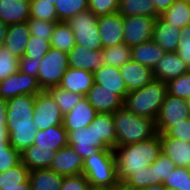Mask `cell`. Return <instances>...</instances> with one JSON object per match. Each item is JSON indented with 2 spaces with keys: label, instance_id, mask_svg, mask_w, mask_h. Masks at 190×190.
<instances>
[{
  "label": "cell",
  "instance_id": "cell-1",
  "mask_svg": "<svg viewBox=\"0 0 190 190\" xmlns=\"http://www.w3.org/2000/svg\"><path fill=\"white\" fill-rule=\"evenodd\" d=\"M35 97L19 95L7 100L9 141L20 153L33 144L38 132L33 122Z\"/></svg>",
  "mask_w": 190,
  "mask_h": 190
},
{
  "label": "cell",
  "instance_id": "cell-2",
  "mask_svg": "<svg viewBox=\"0 0 190 190\" xmlns=\"http://www.w3.org/2000/svg\"><path fill=\"white\" fill-rule=\"evenodd\" d=\"M113 151L118 180L126 181L135 172L146 170L158 158L161 153L159 133L135 144L116 146Z\"/></svg>",
  "mask_w": 190,
  "mask_h": 190
},
{
  "label": "cell",
  "instance_id": "cell-3",
  "mask_svg": "<svg viewBox=\"0 0 190 190\" xmlns=\"http://www.w3.org/2000/svg\"><path fill=\"white\" fill-rule=\"evenodd\" d=\"M117 146L135 144L157 134L155 120L128 111L125 107L113 113Z\"/></svg>",
  "mask_w": 190,
  "mask_h": 190
},
{
  "label": "cell",
  "instance_id": "cell-4",
  "mask_svg": "<svg viewBox=\"0 0 190 190\" xmlns=\"http://www.w3.org/2000/svg\"><path fill=\"white\" fill-rule=\"evenodd\" d=\"M167 94L166 82L152 80L141 89L130 91L123 101V107L136 115L156 120Z\"/></svg>",
  "mask_w": 190,
  "mask_h": 190
},
{
  "label": "cell",
  "instance_id": "cell-5",
  "mask_svg": "<svg viewBox=\"0 0 190 190\" xmlns=\"http://www.w3.org/2000/svg\"><path fill=\"white\" fill-rule=\"evenodd\" d=\"M83 174L93 186L116 187L118 184L117 166L114 151L101 149L83 160Z\"/></svg>",
  "mask_w": 190,
  "mask_h": 190
},
{
  "label": "cell",
  "instance_id": "cell-6",
  "mask_svg": "<svg viewBox=\"0 0 190 190\" xmlns=\"http://www.w3.org/2000/svg\"><path fill=\"white\" fill-rule=\"evenodd\" d=\"M67 24L74 33L76 45L92 50H102V41L98 29V17L86 10L68 19Z\"/></svg>",
  "mask_w": 190,
  "mask_h": 190
},
{
  "label": "cell",
  "instance_id": "cell-7",
  "mask_svg": "<svg viewBox=\"0 0 190 190\" xmlns=\"http://www.w3.org/2000/svg\"><path fill=\"white\" fill-rule=\"evenodd\" d=\"M40 63L37 80L41 89L59 86L69 68L67 53L51 47Z\"/></svg>",
  "mask_w": 190,
  "mask_h": 190
},
{
  "label": "cell",
  "instance_id": "cell-8",
  "mask_svg": "<svg viewBox=\"0 0 190 190\" xmlns=\"http://www.w3.org/2000/svg\"><path fill=\"white\" fill-rule=\"evenodd\" d=\"M33 113V122L37 130H46L51 126L63 124V115L47 90L37 93Z\"/></svg>",
  "mask_w": 190,
  "mask_h": 190
},
{
  "label": "cell",
  "instance_id": "cell-9",
  "mask_svg": "<svg viewBox=\"0 0 190 190\" xmlns=\"http://www.w3.org/2000/svg\"><path fill=\"white\" fill-rule=\"evenodd\" d=\"M187 117H190L187 100L167 94L155 120L157 133H165L173 123Z\"/></svg>",
  "mask_w": 190,
  "mask_h": 190
},
{
  "label": "cell",
  "instance_id": "cell-10",
  "mask_svg": "<svg viewBox=\"0 0 190 190\" xmlns=\"http://www.w3.org/2000/svg\"><path fill=\"white\" fill-rule=\"evenodd\" d=\"M156 17L125 16L123 17V43L131 48L153 39Z\"/></svg>",
  "mask_w": 190,
  "mask_h": 190
},
{
  "label": "cell",
  "instance_id": "cell-11",
  "mask_svg": "<svg viewBox=\"0 0 190 190\" xmlns=\"http://www.w3.org/2000/svg\"><path fill=\"white\" fill-rule=\"evenodd\" d=\"M42 89L35 77L17 71L0 82V98L11 99L19 95H34Z\"/></svg>",
  "mask_w": 190,
  "mask_h": 190
},
{
  "label": "cell",
  "instance_id": "cell-12",
  "mask_svg": "<svg viewBox=\"0 0 190 190\" xmlns=\"http://www.w3.org/2000/svg\"><path fill=\"white\" fill-rule=\"evenodd\" d=\"M68 145L72 146L84 160L101 149L108 148L102 141H96L95 122L82 129L67 131Z\"/></svg>",
  "mask_w": 190,
  "mask_h": 190
},
{
  "label": "cell",
  "instance_id": "cell-13",
  "mask_svg": "<svg viewBox=\"0 0 190 190\" xmlns=\"http://www.w3.org/2000/svg\"><path fill=\"white\" fill-rule=\"evenodd\" d=\"M98 29L103 48L113 47L123 43L124 25L123 16L114 13L98 17Z\"/></svg>",
  "mask_w": 190,
  "mask_h": 190
},
{
  "label": "cell",
  "instance_id": "cell-14",
  "mask_svg": "<svg viewBox=\"0 0 190 190\" xmlns=\"http://www.w3.org/2000/svg\"><path fill=\"white\" fill-rule=\"evenodd\" d=\"M50 169L61 176L83 173V159L74 148L66 145L55 153Z\"/></svg>",
  "mask_w": 190,
  "mask_h": 190
},
{
  "label": "cell",
  "instance_id": "cell-15",
  "mask_svg": "<svg viewBox=\"0 0 190 190\" xmlns=\"http://www.w3.org/2000/svg\"><path fill=\"white\" fill-rule=\"evenodd\" d=\"M94 83L118 95L123 101L129 93L126 83L120 74V68L103 64L93 72Z\"/></svg>",
  "mask_w": 190,
  "mask_h": 190
},
{
  "label": "cell",
  "instance_id": "cell-16",
  "mask_svg": "<svg viewBox=\"0 0 190 190\" xmlns=\"http://www.w3.org/2000/svg\"><path fill=\"white\" fill-rule=\"evenodd\" d=\"M68 65L73 69H83L94 72L104 64L102 50H90L81 45H75L68 53Z\"/></svg>",
  "mask_w": 190,
  "mask_h": 190
},
{
  "label": "cell",
  "instance_id": "cell-17",
  "mask_svg": "<svg viewBox=\"0 0 190 190\" xmlns=\"http://www.w3.org/2000/svg\"><path fill=\"white\" fill-rule=\"evenodd\" d=\"M152 71L154 80L168 83L170 80L188 73L190 69L176 52H171L166 53Z\"/></svg>",
  "mask_w": 190,
  "mask_h": 190
},
{
  "label": "cell",
  "instance_id": "cell-18",
  "mask_svg": "<svg viewBox=\"0 0 190 190\" xmlns=\"http://www.w3.org/2000/svg\"><path fill=\"white\" fill-rule=\"evenodd\" d=\"M85 97L98 113H114L123 107V100L118 95L95 83Z\"/></svg>",
  "mask_w": 190,
  "mask_h": 190
},
{
  "label": "cell",
  "instance_id": "cell-19",
  "mask_svg": "<svg viewBox=\"0 0 190 190\" xmlns=\"http://www.w3.org/2000/svg\"><path fill=\"white\" fill-rule=\"evenodd\" d=\"M98 112L88 102L84 96L80 102L66 115L63 116V127L66 131L82 129L89 126Z\"/></svg>",
  "mask_w": 190,
  "mask_h": 190
},
{
  "label": "cell",
  "instance_id": "cell-20",
  "mask_svg": "<svg viewBox=\"0 0 190 190\" xmlns=\"http://www.w3.org/2000/svg\"><path fill=\"white\" fill-rule=\"evenodd\" d=\"M120 74L126 83L128 92L141 89L154 80L153 71L150 68L133 60L120 67Z\"/></svg>",
  "mask_w": 190,
  "mask_h": 190
},
{
  "label": "cell",
  "instance_id": "cell-21",
  "mask_svg": "<svg viewBox=\"0 0 190 190\" xmlns=\"http://www.w3.org/2000/svg\"><path fill=\"white\" fill-rule=\"evenodd\" d=\"M30 18V0H0V21L6 25L24 23Z\"/></svg>",
  "mask_w": 190,
  "mask_h": 190
},
{
  "label": "cell",
  "instance_id": "cell-22",
  "mask_svg": "<svg viewBox=\"0 0 190 190\" xmlns=\"http://www.w3.org/2000/svg\"><path fill=\"white\" fill-rule=\"evenodd\" d=\"M181 29L165 22L160 16L156 18L153 40L167 53L176 52Z\"/></svg>",
  "mask_w": 190,
  "mask_h": 190
},
{
  "label": "cell",
  "instance_id": "cell-23",
  "mask_svg": "<svg viewBox=\"0 0 190 190\" xmlns=\"http://www.w3.org/2000/svg\"><path fill=\"white\" fill-rule=\"evenodd\" d=\"M93 84V72H88L83 69H73L69 67L62 77V81L59 86L70 92L86 96Z\"/></svg>",
  "mask_w": 190,
  "mask_h": 190
},
{
  "label": "cell",
  "instance_id": "cell-24",
  "mask_svg": "<svg viewBox=\"0 0 190 190\" xmlns=\"http://www.w3.org/2000/svg\"><path fill=\"white\" fill-rule=\"evenodd\" d=\"M161 152L176 166L190 168V142L172 137H160Z\"/></svg>",
  "mask_w": 190,
  "mask_h": 190
},
{
  "label": "cell",
  "instance_id": "cell-25",
  "mask_svg": "<svg viewBox=\"0 0 190 190\" xmlns=\"http://www.w3.org/2000/svg\"><path fill=\"white\" fill-rule=\"evenodd\" d=\"M56 151L51 148L32 144L21 152V162L29 171L35 169H50Z\"/></svg>",
  "mask_w": 190,
  "mask_h": 190
},
{
  "label": "cell",
  "instance_id": "cell-26",
  "mask_svg": "<svg viewBox=\"0 0 190 190\" xmlns=\"http://www.w3.org/2000/svg\"><path fill=\"white\" fill-rule=\"evenodd\" d=\"M29 38L30 31L27 22L9 25L4 47L20 59L24 56Z\"/></svg>",
  "mask_w": 190,
  "mask_h": 190
},
{
  "label": "cell",
  "instance_id": "cell-27",
  "mask_svg": "<svg viewBox=\"0 0 190 190\" xmlns=\"http://www.w3.org/2000/svg\"><path fill=\"white\" fill-rule=\"evenodd\" d=\"M167 52L152 39L131 48V60L153 70Z\"/></svg>",
  "mask_w": 190,
  "mask_h": 190
},
{
  "label": "cell",
  "instance_id": "cell-28",
  "mask_svg": "<svg viewBox=\"0 0 190 190\" xmlns=\"http://www.w3.org/2000/svg\"><path fill=\"white\" fill-rule=\"evenodd\" d=\"M33 144L58 151L68 145L67 131L63 125H54L46 130H38Z\"/></svg>",
  "mask_w": 190,
  "mask_h": 190
},
{
  "label": "cell",
  "instance_id": "cell-29",
  "mask_svg": "<svg viewBox=\"0 0 190 190\" xmlns=\"http://www.w3.org/2000/svg\"><path fill=\"white\" fill-rule=\"evenodd\" d=\"M92 122H95L96 141L113 150L117 146L113 113H98Z\"/></svg>",
  "mask_w": 190,
  "mask_h": 190
},
{
  "label": "cell",
  "instance_id": "cell-30",
  "mask_svg": "<svg viewBox=\"0 0 190 190\" xmlns=\"http://www.w3.org/2000/svg\"><path fill=\"white\" fill-rule=\"evenodd\" d=\"M31 190H60L63 176L51 169L29 171Z\"/></svg>",
  "mask_w": 190,
  "mask_h": 190
},
{
  "label": "cell",
  "instance_id": "cell-31",
  "mask_svg": "<svg viewBox=\"0 0 190 190\" xmlns=\"http://www.w3.org/2000/svg\"><path fill=\"white\" fill-rule=\"evenodd\" d=\"M118 13L125 16L159 17L152 0H119Z\"/></svg>",
  "mask_w": 190,
  "mask_h": 190
},
{
  "label": "cell",
  "instance_id": "cell-32",
  "mask_svg": "<svg viewBox=\"0 0 190 190\" xmlns=\"http://www.w3.org/2000/svg\"><path fill=\"white\" fill-rule=\"evenodd\" d=\"M160 17L167 23L183 28L190 25V1L176 0Z\"/></svg>",
  "mask_w": 190,
  "mask_h": 190
},
{
  "label": "cell",
  "instance_id": "cell-33",
  "mask_svg": "<svg viewBox=\"0 0 190 190\" xmlns=\"http://www.w3.org/2000/svg\"><path fill=\"white\" fill-rule=\"evenodd\" d=\"M51 47L68 53L76 45L74 33L67 22H57L50 40Z\"/></svg>",
  "mask_w": 190,
  "mask_h": 190
},
{
  "label": "cell",
  "instance_id": "cell-34",
  "mask_svg": "<svg viewBox=\"0 0 190 190\" xmlns=\"http://www.w3.org/2000/svg\"><path fill=\"white\" fill-rule=\"evenodd\" d=\"M29 179V170L20 162L18 165L0 173V189L23 188Z\"/></svg>",
  "mask_w": 190,
  "mask_h": 190
},
{
  "label": "cell",
  "instance_id": "cell-35",
  "mask_svg": "<svg viewBox=\"0 0 190 190\" xmlns=\"http://www.w3.org/2000/svg\"><path fill=\"white\" fill-rule=\"evenodd\" d=\"M47 91L53 97L63 116L70 112L84 97L81 94L70 92L60 86L48 88Z\"/></svg>",
  "mask_w": 190,
  "mask_h": 190
},
{
  "label": "cell",
  "instance_id": "cell-36",
  "mask_svg": "<svg viewBox=\"0 0 190 190\" xmlns=\"http://www.w3.org/2000/svg\"><path fill=\"white\" fill-rule=\"evenodd\" d=\"M104 64L120 68L131 60V47L125 43L102 49Z\"/></svg>",
  "mask_w": 190,
  "mask_h": 190
},
{
  "label": "cell",
  "instance_id": "cell-37",
  "mask_svg": "<svg viewBox=\"0 0 190 190\" xmlns=\"http://www.w3.org/2000/svg\"><path fill=\"white\" fill-rule=\"evenodd\" d=\"M54 5L58 20L63 22L88 10V0H57Z\"/></svg>",
  "mask_w": 190,
  "mask_h": 190
},
{
  "label": "cell",
  "instance_id": "cell-38",
  "mask_svg": "<svg viewBox=\"0 0 190 190\" xmlns=\"http://www.w3.org/2000/svg\"><path fill=\"white\" fill-rule=\"evenodd\" d=\"M30 18L49 22H60L53 3L45 0H30Z\"/></svg>",
  "mask_w": 190,
  "mask_h": 190
},
{
  "label": "cell",
  "instance_id": "cell-39",
  "mask_svg": "<svg viewBox=\"0 0 190 190\" xmlns=\"http://www.w3.org/2000/svg\"><path fill=\"white\" fill-rule=\"evenodd\" d=\"M165 188L190 190V168L176 166L163 182Z\"/></svg>",
  "mask_w": 190,
  "mask_h": 190
},
{
  "label": "cell",
  "instance_id": "cell-40",
  "mask_svg": "<svg viewBox=\"0 0 190 190\" xmlns=\"http://www.w3.org/2000/svg\"><path fill=\"white\" fill-rule=\"evenodd\" d=\"M168 94L187 100L190 98V71L168 83Z\"/></svg>",
  "mask_w": 190,
  "mask_h": 190
},
{
  "label": "cell",
  "instance_id": "cell-41",
  "mask_svg": "<svg viewBox=\"0 0 190 190\" xmlns=\"http://www.w3.org/2000/svg\"><path fill=\"white\" fill-rule=\"evenodd\" d=\"M19 70V58L5 47L0 48V82Z\"/></svg>",
  "mask_w": 190,
  "mask_h": 190
},
{
  "label": "cell",
  "instance_id": "cell-42",
  "mask_svg": "<svg viewBox=\"0 0 190 190\" xmlns=\"http://www.w3.org/2000/svg\"><path fill=\"white\" fill-rule=\"evenodd\" d=\"M50 48V41L30 35L24 56L31 57L35 60L42 59L48 53Z\"/></svg>",
  "mask_w": 190,
  "mask_h": 190
},
{
  "label": "cell",
  "instance_id": "cell-43",
  "mask_svg": "<svg viewBox=\"0 0 190 190\" xmlns=\"http://www.w3.org/2000/svg\"><path fill=\"white\" fill-rule=\"evenodd\" d=\"M27 23L31 36L40 37L44 40L50 41L57 22H49L36 18H29L27 20Z\"/></svg>",
  "mask_w": 190,
  "mask_h": 190
},
{
  "label": "cell",
  "instance_id": "cell-44",
  "mask_svg": "<svg viewBox=\"0 0 190 190\" xmlns=\"http://www.w3.org/2000/svg\"><path fill=\"white\" fill-rule=\"evenodd\" d=\"M130 185L139 189H145L153 185H157L154 174V164H151L146 170H140L132 174L127 180Z\"/></svg>",
  "mask_w": 190,
  "mask_h": 190
},
{
  "label": "cell",
  "instance_id": "cell-45",
  "mask_svg": "<svg viewBox=\"0 0 190 190\" xmlns=\"http://www.w3.org/2000/svg\"><path fill=\"white\" fill-rule=\"evenodd\" d=\"M153 164L157 185L163 184L171 171L176 167V164L162 152L159 154L158 158L153 162Z\"/></svg>",
  "mask_w": 190,
  "mask_h": 190
},
{
  "label": "cell",
  "instance_id": "cell-46",
  "mask_svg": "<svg viewBox=\"0 0 190 190\" xmlns=\"http://www.w3.org/2000/svg\"><path fill=\"white\" fill-rule=\"evenodd\" d=\"M119 0H88V10L97 17L118 12Z\"/></svg>",
  "mask_w": 190,
  "mask_h": 190
},
{
  "label": "cell",
  "instance_id": "cell-47",
  "mask_svg": "<svg viewBox=\"0 0 190 190\" xmlns=\"http://www.w3.org/2000/svg\"><path fill=\"white\" fill-rule=\"evenodd\" d=\"M160 137H172L190 142V117L179 123H173L165 133H159Z\"/></svg>",
  "mask_w": 190,
  "mask_h": 190
},
{
  "label": "cell",
  "instance_id": "cell-48",
  "mask_svg": "<svg viewBox=\"0 0 190 190\" xmlns=\"http://www.w3.org/2000/svg\"><path fill=\"white\" fill-rule=\"evenodd\" d=\"M176 53L190 69V25L181 28Z\"/></svg>",
  "mask_w": 190,
  "mask_h": 190
},
{
  "label": "cell",
  "instance_id": "cell-49",
  "mask_svg": "<svg viewBox=\"0 0 190 190\" xmlns=\"http://www.w3.org/2000/svg\"><path fill=\"white\" fill-rule=\"evenodd\" d=\"M21 162V153L12 145H9L5 152H0V173L9 170Z\"/></svg>",
  "mask_w": 190,
  "mask_h": 190
},
{
  "label": "cell",
  "instance_id": "cell-50",
  "mask_svg": "<svg viewBox=\"0 0 190 190\" xmlns=\"http://www.w3.org/2000/svg\"><path fill=\"white\" fill-rule=\"evenodd\" d=\"M89 181L83 173L77 175L63 176L60 190H88Z\"/></svg>",
  "mask_w": 190,
  "mask_h": 190
},
{
  "label": "cell",
  "instance_id": "cell-51",
  "mask_svg": "<svg viewBox=\"0 0 190 190\" xmlns=\"http://www.w3.org/2000/svg\"><path fill=\"white\" fill-rule=\"evenodd\" d=\"M41 59L35 60L31 57L23 56L19 59V71L29 76L38 77Z\"/></svg>",
  "mask_w": 190,
  "mask_h": 190
},
{
  "label": "cell",
  "instance_id": "cell-52",
  "mask_svg": "<svg viewBox=\"0 0 190 190\" xmlns=\"http://www.w3.org/2000/svg\"><path fill=\"white\" fill-rule=\"evenodd\" d=\"M156 11L161 15L164 11H166L174 1L176 0H152Z\"/></svg>",
  "mask_w": 190,
  "mask_h": 190
},
{
  "label": "cell",
  "instance_id": "cell-53",
  "mask_svg": "<svg viewBox=\"0 0 190 190\" xmlns=\"http://www.w3.org/2000/svg\"><path fill=\"white\" fill-rule=\"evenodd\" d=\"M7 100L0 98V124H7Z\"/></svg>",
  "mask_w": 190,
  "mask_h": 190
},
{
  "label": "cell",
  "instance_id": "cell-54",
  "mask_svg": "<svg viewBox=\"0 0 190 190\" xmlns=\"http://www.w3.org/2000/svg\"><path fill=\"white\" fill-rule=\"evenodd\" d=\"M115 190H142V189L130 185L126 181L119 180L117 186L115 187Z\"/></svg>",
  "mask_w": 190,
  "mask_h": 190
},
{
  "label": "cell",
  "instance_id": "cell-55",
  "mask_svg": "<svg viewBox=\"0 0 190 190\" xmlns=\"http://www.w3.org/2000/svg\"><path fill=\"white\" fill-rule=\"evenodd\" d=\"M8 25L0 21V48L5 46V37L7 33Z\"/></svg>",
  "mask_w": 190,
  "mask_h": 190
},
{
  "label": "cell",
  "instance_id": "cell-56",
  "mask_svg": "<svg viewBox=\"0 0 190 190\" xmlns=\"http://www.w3.org/2000/svg\"><path fill=\"white\" fill-rule=\"evenodd\" d=\"M0 138H9L7 124H0Z\"/></svg>",
  "mask_w": 190,
  "mask_h": 190
},
{
  "label": "cell",
  "instance_id": "cell-57",
  "mask_svg": "<svg viewBox=\"0 0 190 190\" xmlns=\"http://www.w3.org/2000/svg\"><path fill=\"white\" fill-rule=\"evenodd\" d=\"M10 145L9 138H0V152H5V149Z\"/></svg>",
  "mask_w": 190,
  "mask_h": 190
},
{
  "label": "cell",
  "instance_id": "cell-58",
  "mask_svg": "<svg viewBox=\"0 0 190 190\" xmlns=\"http://www.w3.org/2000/svg\"><path fill=\"white\" fill-rule=\"evenodd\" d=\"M0 190H31V184L29 179L23 182V188H11V189H0Z\"/></svg>",
  "mask_w": 190,
  "mask_h": 190
},
{
  "label": "cell",
  "instance_id": "cell-59",
  "mask_svg": "<svg viewBox=\"0 0 190 190\" xmlns=\"http://www.w3.org/2000/svg\"><path fill=\"white\" fill-rule=\"evenodd\" d=\"M88 190H115V187L90 185Z\"/></svg>",
  "mask_w": 190,
  "mask_h": 190
},
{
  "label": "cell",
  "instance_id": "cell-60",
  "mask_svg": "<svg viewBox=\"0 0 190 190\" xmlns=\"http://www.w3.org/2000/svg\"><path fill=\"white\" fill-rule=\"evenodd\" d=\"M142 190H166V188L163 184H158V185L146 187L145 189H142Z\"/></svg>",
  "mask_w": 190,
  "mask_h": 190
},
{
  "label": "cell",
  "instance_id": "cell-61",
  "mask_svg": "<svg viewBox=\"0 0 190 190\" xmlns=\"http://www.w3.org/2000/svg\"><path fill=\"white\" fill-rule=\"evenodd\" d=\"M187 104H188V110H189V114H190V98L187 99Z\"/></svg>",
  "mask_w": 190,
  "mask_h": 190
},
{
  "label": "cell",
  "instance_id": "cell-62",
  "mask_svg": "<svg viewBox=\"0 0 190 190\" xmlns=\"http://www.w3.org/2000/svg\"><path fill=\"white\" fill-rule=\"evenodd\" d=\"M45 1L55 4L57 0H45Z\"/></svg>",
  "mask_w": 190,
  "mask_h": 190
},
{
  "label": "cell",
  "instance_id": "cell-63",
  "mask_svg": "<svg viewBox=\"0 0 190 190\" xmlns=\"http://www.w3.org/2000/svg\"><path fill=\"white\" fill-rule=\"evenodd\" d=\"M166 190H180L178 188L174 189V188H166Z\"/></svg>",
  "mask_w": 190,
  "mask_h": 190
}]
</instances>
